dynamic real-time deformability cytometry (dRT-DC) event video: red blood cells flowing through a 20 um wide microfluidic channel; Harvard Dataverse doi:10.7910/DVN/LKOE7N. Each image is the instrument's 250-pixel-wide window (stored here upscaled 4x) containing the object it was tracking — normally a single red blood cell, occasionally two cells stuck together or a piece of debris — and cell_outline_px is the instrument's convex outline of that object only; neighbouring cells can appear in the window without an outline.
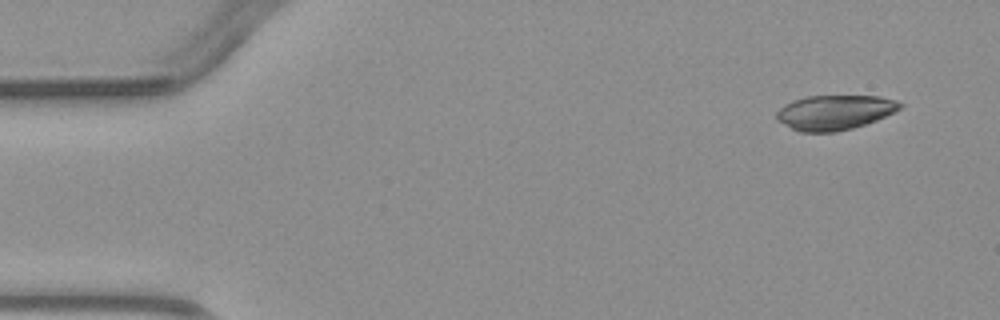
{"species": "common noctule bat (a hibernating species)", "species_latin": "Nyctalus noctula", "temperature_condition": "warm", "stored_images_in_passage": 4, "segment_of_instrument_passage": [1, 2], "camera_frame_rate_fps": 3000, "um_per_image_px": 0.085, "animal": {"sex": "male", "body_mass_g": 23.1, "forearm_length_mm": 52.7}, "frame": {"image": 1, "passage_image": 1, "time_ms": 0.0, "image_size_px": [1000, 320], "cell_outline_px": [[904, 104], [900, 108], [876, 120], [852, 128], [836, 132], [800, 132], [776, 120], [776, 112], [784, 104], [792, 100], [808, 96], [880, 96], [896, 100]], "centroid_in_image_um": [70.91, 9.55], "position_along_channel_um": 14.1, "area_um2": 24.91}}